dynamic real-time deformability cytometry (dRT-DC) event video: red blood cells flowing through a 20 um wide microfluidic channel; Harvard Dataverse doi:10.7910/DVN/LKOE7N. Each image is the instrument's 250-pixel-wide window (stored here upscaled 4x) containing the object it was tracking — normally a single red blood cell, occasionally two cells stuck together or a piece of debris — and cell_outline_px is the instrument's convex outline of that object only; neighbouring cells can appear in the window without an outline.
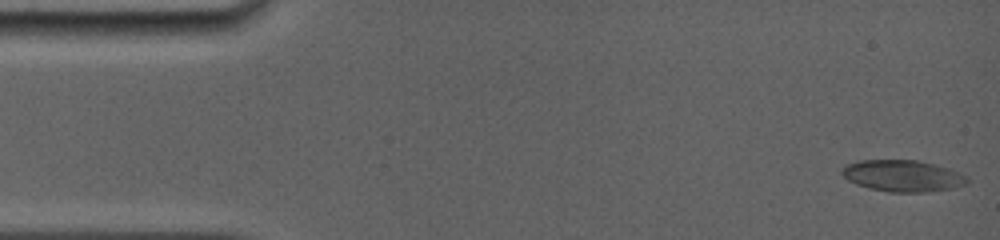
{"species": "common noctule bat (a hibernating species)", "species_latin": "Nyctalus noctula", "temperature_condition": "room temperature", "stored_images_in_passage": 10, "camera_frame_rate_fps": 5000, "um_per_image_px": 0.085, "animal": {"sex": "female", "body_mass_g": 19.0, "forearm_length_mm": 56.7}, "frame": {"image": 1, "passage_image": 1, "time_ms": 0.0, "image_size_px": [1000, 240], "cell_outline_px": [[968, 184], [952, 188], [924, 192], [888, 192], [868, 188], [856, 184], [848, 180], [840, 172], [840, 168], [844, 164], [860, 160], [916, 160], [948, 168], [960, 172], [968, 180]], "centroid_in_image_um": [76.67, 14.94], "position_along_channel_um": 8.3, "area_um2": 23.06}}
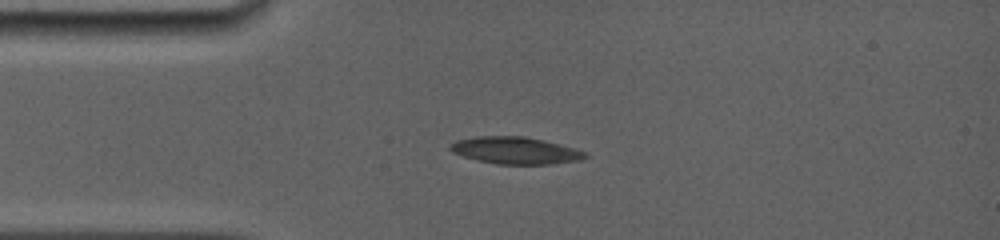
{"frame": {"image": 2, "passage_image": 9, "time_ms": 3.4, "image_size_px": [1000, 240], "cell_outline_px": [[588, 156], [580, 160], [552, 164], [496, 164], [476, 160], [452, 152], [448, 148], [456, 140], [476, 136], [524, 136], [544, 140], [576, 148], [588, 152]], "centroid_in_image_um": [43.84, 12.79], "position_along_channel_um": 41.2, "area_um2": 21.39}}